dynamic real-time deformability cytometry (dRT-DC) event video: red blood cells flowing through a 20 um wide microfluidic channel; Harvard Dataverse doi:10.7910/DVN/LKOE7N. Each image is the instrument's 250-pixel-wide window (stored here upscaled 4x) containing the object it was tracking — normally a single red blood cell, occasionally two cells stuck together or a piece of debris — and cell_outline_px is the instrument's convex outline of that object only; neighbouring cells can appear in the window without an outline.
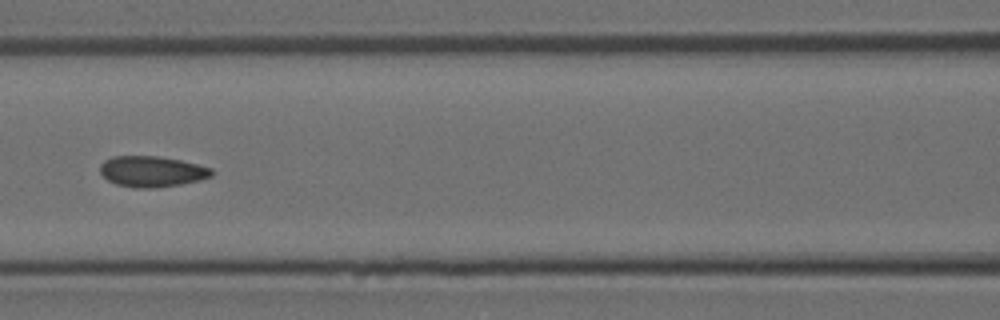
{"species": "Egyptian fruit bat (a non-hibernating species)", "species_latin": "Rousettus aegyptiacus", "temperature_condition": "room temperature", "stored_images_in_passage": 6, "camera_frame_rate_fps": 3000, "um_per_image_px": 0.085, "animal": {"sex": "female"}, "frame": {"image": 1, "passage_image": 6, "time_ms": 1.667, "image_size_px": [1000, 320], "cell_outline_px": [[212, 176], [200, 180], [180, 184], [152, 188], [140, 188], [116, 184], [108, 180], [100, 172], [100, 164], [104, 160], [112, 156], [156, 156], [180, 160], [212, 168]], "centroid_in_image_um": [12.89, 14.57], "position_along_channel_um": 153.7, "area_um2": 19.88}}